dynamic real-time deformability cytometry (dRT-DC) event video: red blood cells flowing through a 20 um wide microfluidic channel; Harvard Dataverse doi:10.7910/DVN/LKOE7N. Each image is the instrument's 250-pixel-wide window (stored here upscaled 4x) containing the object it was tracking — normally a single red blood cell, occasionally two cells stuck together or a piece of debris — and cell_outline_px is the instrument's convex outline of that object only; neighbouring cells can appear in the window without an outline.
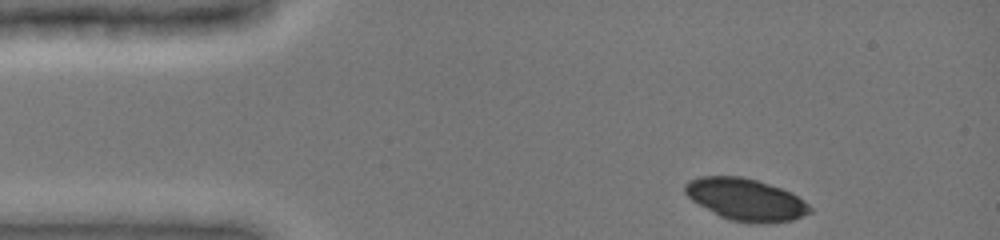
{"species": "common noctule bat (a hibernating species)", "species_latin": "Nyctalus noctula", "temperature_condition": "cold", "stored_images_in_passage": 39, "camera_frame_rate_fps": 3000, "um_per_image_px": 0.085, "animal": {"sex": "female", "body_mass_g": 19.0, "forearm_length_mm": 51.5}, "frame": {"image": 1, "passage_image": 1, "time_ms": 0.0, "image_size_px": [1000, 240], "cell_outline_px": [[812, 212], [792, 220], [764, 224], [752, 224], [732, 220], [720, 216], [692, 200], [684, 192], [684, 184], [688, 180], [700, 176], [740, 176], [756, 180], [792, 192], [804, 200], [812, 208]], "centroid_in_image_um": [63.4, 16.96], "position_along_channel_um": 21.6, "area_um2": 30.63}}
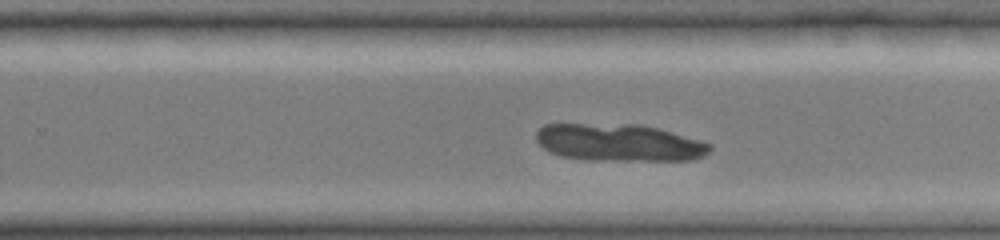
{"frame": {"image": 2, "passage_image": 26, "time_ms": 8.333, "image_size_px": [1000, 240], "cell_outline_px": [[712, 148], [704, 156], [692, 160], [584, 160], [560, 156], [544, 148], [536, 140], [536, 132], [544, 124], [640, 124], [656, 128], [712, 144]], "centroid_in_image_um": [52.6, 12.13], "position_along_channel_um": 277.2, "area_um2": 37.63}}
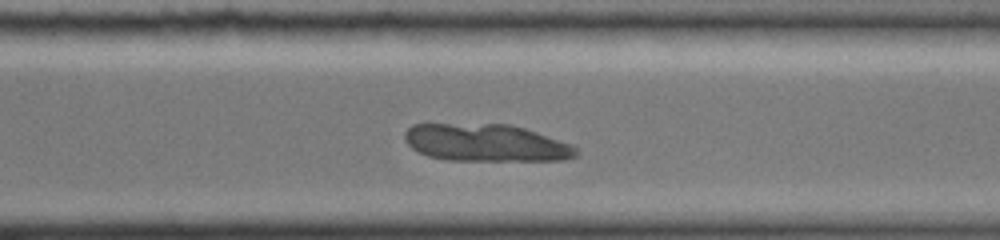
{"frame": {"image": 3, "passage_image": 30, "time_ms": 9.667, "image_size_px": [1000, 240], "cell_outline_px": [[580, 156], [564, 160], [448, 160], [428, 156], [412, 148], [404, 140], [404, 132], [412, 124], [508, 124], [524, 128], [572, 144], [580, 152]], "centroid_in_image_um": [41.33, 12.14], "position_along_channel_um": 329.3, "area_um2": 37.4}}